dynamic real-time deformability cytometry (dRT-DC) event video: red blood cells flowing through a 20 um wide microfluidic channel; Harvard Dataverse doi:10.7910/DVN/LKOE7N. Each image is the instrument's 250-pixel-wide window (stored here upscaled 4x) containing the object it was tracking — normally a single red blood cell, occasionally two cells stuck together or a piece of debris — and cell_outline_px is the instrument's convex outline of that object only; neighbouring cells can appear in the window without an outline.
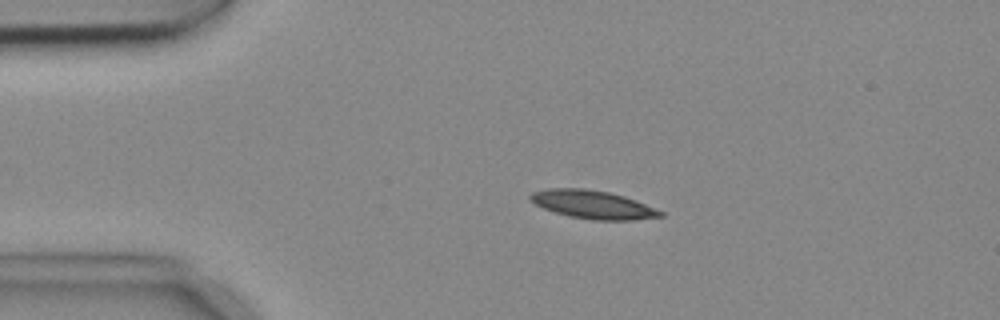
{"species": "common noctule bat (a hibernating species)", "species_latin": "Nyctalus noctula", "temperature_condition": "cold", "stored_images_in_passage": 2, "camera_frame_rate_fps": 3000, "um_per_image_px": 0.085, "animal": {"sex": "female", "body_mass_g": 18.4}, "frame": {"image": 1, "passage_image": 1, "time_ms": 0.0, "image_size_px": [1000, 320], "cell_outline_px": [[664, 216], [632, 220], [592, 220], [568, 216], [544, 208], [528, 200], [528, 196], [532, 192], [548, 188], [584, 188], [608, 192], [624, 196], [636, 200], [664, 212]], "centroid_in_image_um": [50.37, 17.38], "position_along_channel_um": 34.6, "area_um2": 21.44}}